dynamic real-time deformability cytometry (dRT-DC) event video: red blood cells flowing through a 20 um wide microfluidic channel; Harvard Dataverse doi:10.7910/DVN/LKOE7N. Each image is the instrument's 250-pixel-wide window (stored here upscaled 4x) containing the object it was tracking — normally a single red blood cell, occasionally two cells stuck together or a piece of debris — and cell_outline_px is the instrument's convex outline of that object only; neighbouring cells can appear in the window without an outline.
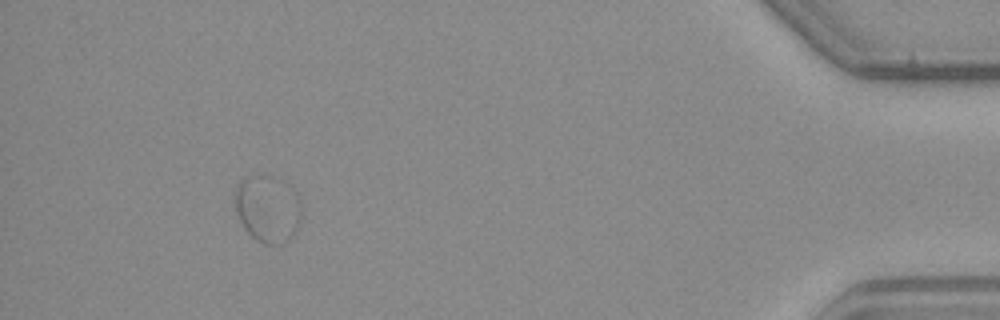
{"species": "common noctule bat (a hibernating species)", "species_latin": "Nyctalus noctula", "temperature_condition": "warm", "stored_images_in_passage": 49, "segment_of_instrument_passage": [2, 2], "camera_frame_rate_fps": 3000, "um_per_image_px": 0.085, "animal": {"sex": "male", "body_mass_g": 23.1, "forearm_length_mm": 52.7}, "frame": {"image": 1, "passage_image": 45, "time_ms": 14.667, "image_size_px": [1000, 320], "cell_outline_px": [[300, 220], [292, 236], [284, 244], [264, 244], [256, 240], [244, 228], [236, 212], [236, 188], [248, 176], [268, 172], [288, 184], [296, 192], [300, 200]], "centroid_in_image_um": [22.77, 17.71], "position_along_channel_um": 412.4, "area_um2": 26.13}}